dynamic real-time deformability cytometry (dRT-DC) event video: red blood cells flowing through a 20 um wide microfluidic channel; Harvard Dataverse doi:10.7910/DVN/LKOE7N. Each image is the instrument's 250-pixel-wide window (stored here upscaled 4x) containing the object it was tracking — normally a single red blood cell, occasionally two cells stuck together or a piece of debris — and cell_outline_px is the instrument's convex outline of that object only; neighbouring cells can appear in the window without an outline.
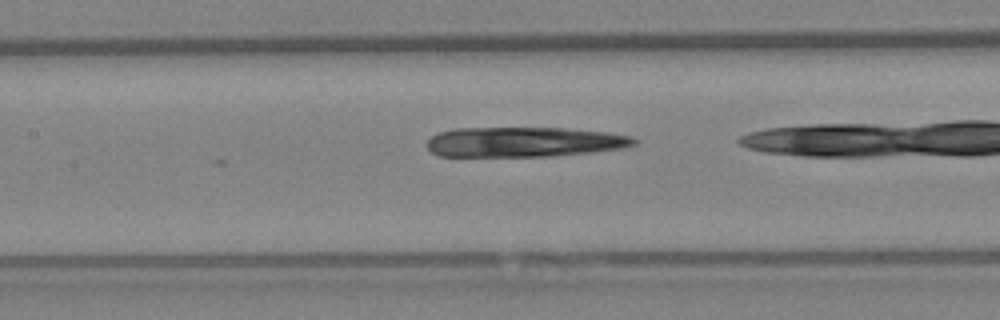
{"species": "Egyptian fruit bat (a non-hibernating species)", "species_latin": "Rousettus aegyptiacus", "temperature_condition": "warm", "stored_images_in_passage": 7, "camera_frame_rate_fps": 3000, "um_per_image_px": 0.085, "animal": {"sex": "female"}, "frame": {"image": 1, "passage_image": 7, "time_ms": 2.0, "image_size_px": [1000, 320], "cell_outline_px": [[640, 140], [636, 144], [624, 148], [592, 152], [552, 156], [440, 156], [432, 152], [428, 148], [428, 140], [432, 136], [440, 132], [456, 128], [564, 128], [608, 132], [632, 136]], "centroid_in_image_um": [44.62, 12.06], "position_along_channel_um": 162.8, "area_um2": 36.24}}